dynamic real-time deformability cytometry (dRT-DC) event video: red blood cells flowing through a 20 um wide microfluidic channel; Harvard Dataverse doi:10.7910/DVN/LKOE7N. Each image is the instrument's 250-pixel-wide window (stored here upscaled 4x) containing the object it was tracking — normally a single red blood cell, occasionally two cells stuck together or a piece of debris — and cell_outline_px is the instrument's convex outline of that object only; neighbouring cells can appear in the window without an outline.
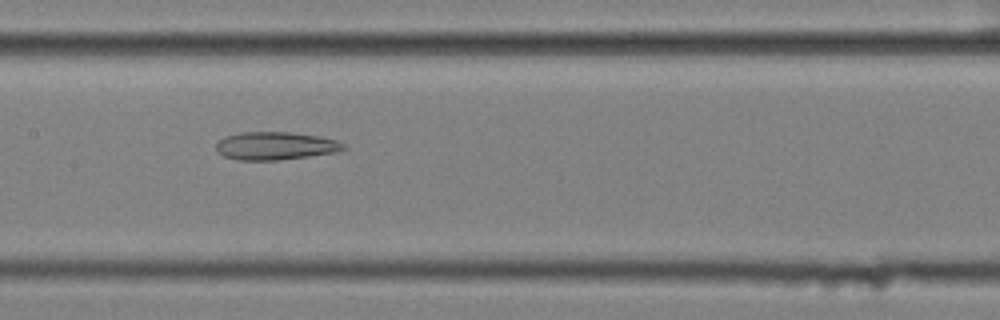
{"species": "common noctule bat (a hibernating species)", "species_latin": "Nyctalus noctula", "temperature_condition": "cold", "stored_images_in_passage": 51, "camera_frame_rate_fps": 3000, "um_per_image_px": 0.085, "animal": {"sex": "female", "body_mass_g": 25.1}, "frame": {"image": 1, "passage_image": 22, "time_ms": 7.0, "image_size_px": [1000, 320], "cell_outline_px": [[348, 148], [336, 152], [308, 156], [276, 160], [236, 160], [224, 156], [216, 152], [216, 140], [224, 136], [240, 132], [292, 132], [320, 136], [336, 140], [344, 144]], "centroid_in_image_um": [23.37, 12.39], "position_along_channel_um": 184.0, "area_um2": 20.98}}
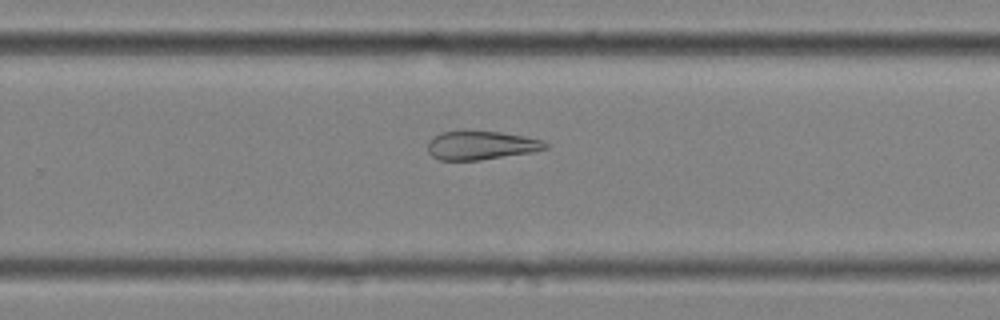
{"frame": {"image": 2, "passage_image": 31, "time_ms": 10.0, "image_size_px": [1000, 320], "cell_outline_px": [[548, 148], [532, 152], [480, 160], [440, 160], [432, 156], [428, 152], [428, 140], [440, 132], [500, 132], [524, 136], [544, 140], [548, 144]], "centroid_in_image_um": [40.9, 12.36], "position_along_channel_um": 288.9, "area_um2": 19.48}}
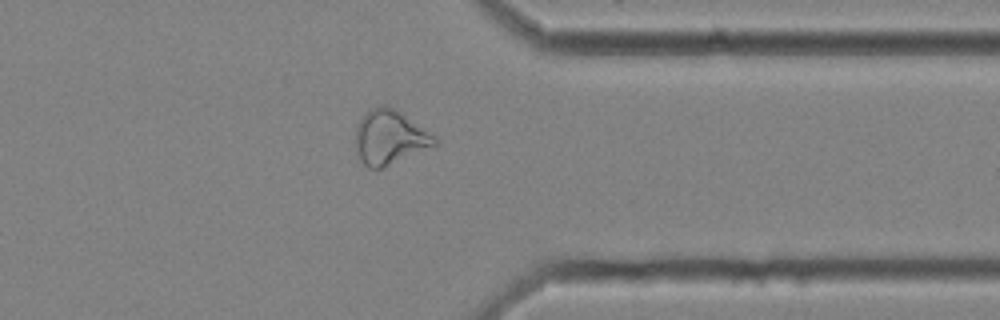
{"frame": {"image": 3, "passage_image": 39, "time_ms": 12.667, "image_size_px": [1000, 320], "cell_outline_px": [[436, 148], [380, 168], [368, 168], [364, 164], [356, 148], [356, 128], [360, 116], [372, 108], [380, 104], [388, 104], [396, 108], [436, 136]], "centroid_in_image_um": [33.17, 11.65], "position_along_channel_um": 378.2, "area_um2": 25.55}, "authors_computed_cell_mechanics": {"area_um2": 25.5476, "velocity_mm_per_s": 3.5049, "shape_relaxation_time_tau1_ms": null, "shape_relaxation_time_tau2_ms": 8.3535, "deformation_change_tau1": null, "deformation_change_tau2": 0.2163}}